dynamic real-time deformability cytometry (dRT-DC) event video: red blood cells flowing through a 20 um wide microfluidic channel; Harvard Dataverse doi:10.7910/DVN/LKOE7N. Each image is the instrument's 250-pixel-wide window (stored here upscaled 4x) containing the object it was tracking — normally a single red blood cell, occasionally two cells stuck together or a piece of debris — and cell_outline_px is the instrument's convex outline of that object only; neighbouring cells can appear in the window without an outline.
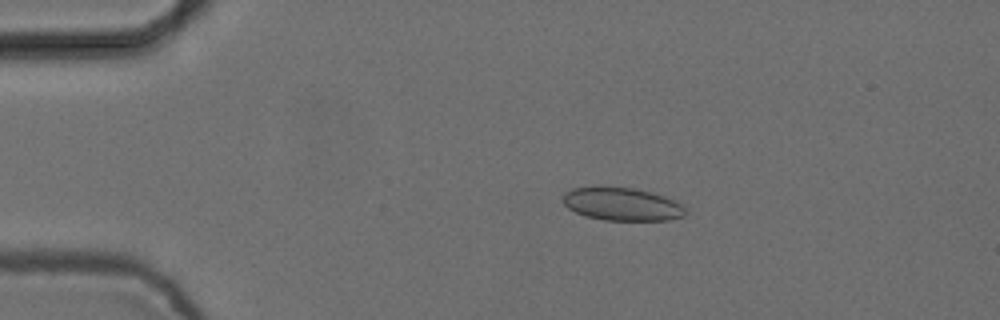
{"species": "common noctule bat (a hibernating species)", "species_latin": "Nyctalus noctula", "temperature_condition": "cold", "stored_images_in_passage": 8, "camera_frame_rate_fps": 3000, "um_per_image_px": 0.085, "animal": {"sex": "female", "body_mass_g": 24.6, "forearm_length_mm": 56.2}, "frame": {"image": 1, "passage_image": 3, "time_ms": 0.667, "image_size_px": [1000, 320], "cell_outline_px": [[688, 212], [684, 216], [668, 220], [604, 220], [588, 216], [576, 212], [568, 208], [564, 204], [564, 192], [572, 188], [600, 184], [636, 188], [664, 196], [676, 200]], "centroid_in_image_um": [52.85, 17.31], "position_along_channel_um": 32.1, "area_um2": 24.1}}
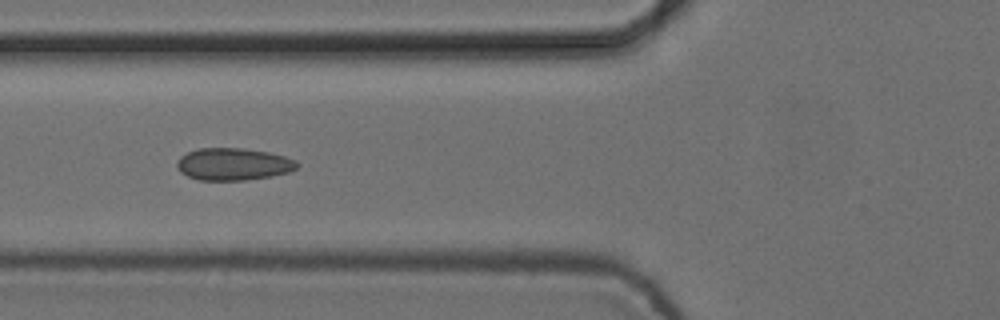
{"frame": {"image": 2, "passage_image": 6, "time_ms": 1.667, "image_size_px": [1000, 320], "cell_outline_px": [[300, 164], [296, 168], [288, 172], [272, 176], [244, 180], [200, 180], [188, 176], [180, 172], [176, 168], [176, 164], [180, 156], [196, 148], [244, 148], [268, 152], [284, 156], [296, 160]], "centroid_in_image_um": [19.82, 13.95], "position_along_channel_um": 106.0, "area_um2": 22.66}}
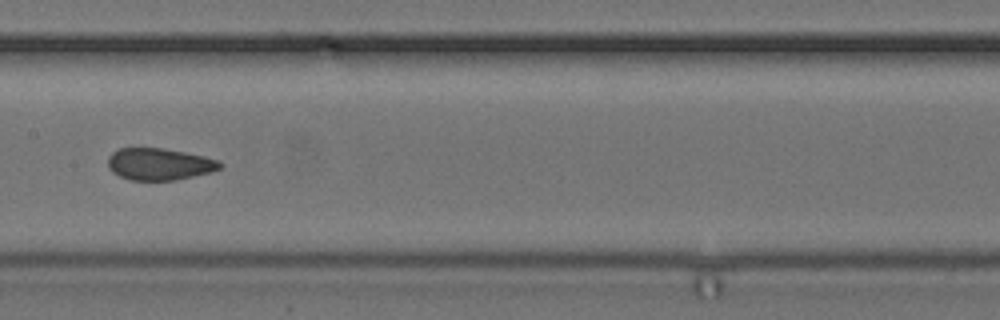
{"frame": {"image": 3, "passage_image": 8, "time_ms": 2.333, "image_size_px": [1000, 320], "cell_outline_px": [[224, 164], [220, 168], [208, 172], [176, 180], [132, 180], [120, 176], [112, 172], [108, 168], [108, 156], [112, 152], [120, 148], [164, 148], [204, 156], [216, 160]], "centroid_in_image_um": [13.5, 13.94], "position_along_channel_um": 193.9, "area_um2": 20.69}}